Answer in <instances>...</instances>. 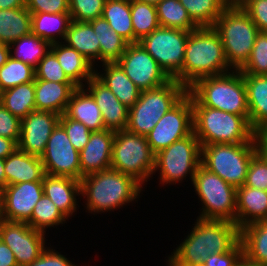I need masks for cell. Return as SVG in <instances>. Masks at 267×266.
Listing matches in <instances>:
<instances>
[{
    "mask_svg": "<svg viewBox=\"0 0 267 266\" xmlns=\"http://www.w3.org/2000/svg\"><path fill=\"white\" fill-rule=\"evenodd\" d=\"M240 241V229L234 222L197 219L188 237L168 260L174 266L204 262L209 255L230 251Z\"/></svg>",
    "mask_w": 267,
    "mask_h": 266,
    "instance_id": "6da1fadb",
    "label": "cell"
},
{
    "mask_svg": "<svg viewBox=\"0 0 267 266\" xmlns=\"http://www.w3.org/2000/svg\"><path fill=\"white\" fill-rule=\"evenodd\" d=\"M229 66L218 32L198 27L189 33L182 70L174 79L188 89L198 79L228 73Z\"/></svg>",
    "mask_w": 267,
    "mask_h": 266,
    "instance_id": "7a4b0ae2",
    "label": "cell"
},
{
    "mask_svg": "<svg viewBox=\"0 0 267 266\" xmlns=\"http://www.w3.org/2000/svg\"><path fill=\"white\" fill-rule=\"evenodd\" d=\"M188 93L192 106L219 109L244 116L249 121L247 91L240 70L198 79L188 88Z\"/></svg>",
    "mask_w": 267,
    "mask_h": 266,
    "instance_id": "3957f363",
    "label": "cell"
},
{
    "mask_svg": "<svg viewBox=\"0 0 267 266\" xmlns=\"http://www.w3.org/2000/svg\"><path fill=\"white\" fill-rule=\"evenodd\" d=\"M141 185L135 178L110 168L84 176L80 194L87 196L89 211L103 212L136 199Z\"/></svg>",
    "mask_w": 267,
    "mask_h": 266,
    "instance_id": "277c9868",
    "label": "cell"
},
{
    "mask_svg": "<svg viewBox=\"0 0 267 266\" xmlns=\"http://www.w3.org/2000/svg\"><path fill=\"white\" fill-rule=\"evenodd\" d=\"M193 132L201 147L221 143H256L255 132L244 116L206 106H193Z\"/></svg>",
    "mask_w": 267,
    "mask_h": 266,
    "instance_id": "5b68a950",
    "label": "cell"
},
{
    "mask_svg": "<svg viewBox=\"0 0 267 266\" xmlns=\"http://www.w3.org/2000/svg\"><path fill=\"white\" fill-rule=\"evenodd\" d=\"M187 93L188 89L175 79H170L159 87L141 91L139 99L129 109L126 130L146 136Z\"/></svg>",
    "mask_w": 267,
    "mask_h": 266,
    "instance_id": "8992f818",
    "label": "cell"
},
{
    "mask_svg": "<svg viewBox=\"0 0 267 266\" xmlns=\"http://www.w3.org/2000/svg\"><path fill=\"white\" fill-rule=\"evenodd\" d=\"M213 28L220 35L229 65L239 70L249 59L258 27L241 7H226Z\"/></svg>",
    "mask_w": 267,
    "mask_h": 266,
    "instance_id": "52a82bcc",
    "label": "cell"
},
{
    "mask_svg": "<svg viewBox=\"0 0 267 266\" xmlns=\"http://www.w3.org/2000/svg\"><path fill=\"white\" fill-rule=\"evenodd\" d=\"M256 153V143L208 144L201 147V165L238 188L244 185Z\"/></svg>",
    "mask_w": 267,
    "mask_h": 266,
    "instance_id": "ba28073f",
    "label": "cell"
},
{
    "mask_svg": "<svg viewBox=\"0 0 267 266\" xmlns=\"http://www.w3.org/2000/svg\"><path fill=\"white\" fill-rule=\"evenodd\" d=\"M110 168L135 178L141 184L149 178L155 169V154L146 136L127 130L115 131Z\"/></svg>",
    "mask_w": 267,
    "mask_h": 266,
    "instance_id": "9c48e42d",
    "label": "cell"
},
{
    "mask_svg": "<svg viewBox=\"0 0 267 266\" xmlns=\"http://www.w3.org/2000/svg\"><path fill=\"white\" fill-rule=\"evenodd\" d=\"M195 191L205 205L200 219L223 220L236 224L237 188L200 165L193 179Z\"/></svg>",
    "mask_w": 267,
    "mask_h": 266,
    "instance_id": "30bf717a",
    "label": "cell"
},
{
    "mask_svg": "<svg viewBox=\"0 0 267 266\" xmlns=\"http://www.w3.org/2000/svg\"><path fill=\"white\" fill-rule=\"evenodd\" d=\"M200 165L201 144L193 132L155 154L154 171L160 169V180L163 183L180 181L188 173L193 182Z\"/></svg>",
    "mask_w": 267,
    "mask_h": 266,
    "instance_id": "8fae6325",
    "label": "cell"
},
{
    "mask_svg": "<svg viewBox=\"0 0 267 266\" xmlns=\"http://www.w3.org/2000/svg\"><path fill=\"white\" fill-rule=\"evenodd\" d=\"M189 33L159 26L138 43L157 61L165 74L174 79L182 70Z\"/></svg>",
    "mask_w": 267,
    "mask_h": 266,
    "instance_id": "7c38bea8",
    "label": "cell"
},
{
    "mask_svg": "<svg viewBox=\"0 0 267 266\" xmlns=\"http://www.w3.org/2000/svg\"><path fill=\"white\" fill-rule=\"evenodd\" d=\"M193 133V106L187 93L174 107L167 111L146 135L154 154L167 148L175 141Z\"/></svg>",
    "mask_w": 267,
    "mask_h": 266,
    "instance_id": "4fadbf2b",
    "label": "cell"
},
{
    "mask_svg": "<svg viewBox=\"0 0 267 266\" xmlns=\"http://www.w3.org/2000/svg\"><path fill=\"white\" fill-rule=\"evenodd\" d=\"M117 63L141 91L159 87L170 80L138 42L128 44Z\"/></svg>",
    "mask_w": 267,
    "mask_h": 266,
    "instance_id": "5bb4252c",
    "label": "cell"
},
{
    "mask_svg": "<svg viewBox=\"0 0 267 266\" xmlns=\"http://www.w3.org/2000/svg\"><path fill=\"white\" fill-rule=\"evenodd\" d=\"M41 161L46 174L81 180L80 153L60 124L52 131Z\"/></svg>",
    "mask_w": 267,
    "mask_h": 266,
    "instance_id": "9a60e30c",
    "label": "cell"
},
{
    "mask_svg": "<svg viewBox=\"0 0 267 266\" xmlns=\"http://www.w3.org/2000/svg\"><path fill=\"white\" fill-rule=\"evenodd\" d=\"M44 235L27 222L0 219L1 240L13 251L18 266H26L40 256L45 250Z\"/></svg>",
    "mask_w": 267,
    "mask_h": 266,
    "instance_id": "2e32d148",
    "label": "cell"
},
{
    "mask_svg": "<svg viewBox=\"0 0 267 266\" xmlns=\"http://www.w3.org/2000/svg\"><path fill=\"white\" fill-rule=\"evenodd\" d=\"M43 194L42 181L7 185L0 192V219L27 222Z\"/></svg>",
    "mask_w": 267,
    "mask_h": 266,
    "instance_id": "e0dca14e",
    "label": "cell"
},
{
    "mask_svg": "<svg viewBox=\"0 0 267 266\" xmlns=\"http://www.w3.org/2000/svg\"><path fill=\"white\" fill-rule=\"evenodd\" d=\"M60 117L61 115L51 111L33 110L21 120L18 148L41 158L52 131L59 124Z\"/></svg>",
    "mask_w": 267,
    "mask_h": 266,
    "instance_id": "ac0fdd59",
    "label": "cell"
},
{
    "mask_svg": "<svg viewBox=\"0 0 267 266\" xmlns=\"http://www.w3.org/2000/svg\"><path fill=\"white\" fill-rule=\"evenodd\" d=\"M115 131H92L80 153L81 179L89 174L110 169Z\"/></svg>",
    "mask_w": 267,
    "mask_h": 266,
    "instance_id": "d6986e66",
    "label": "cell"
},
{
    "mask_svg": "<svg viewBox=\"0 0 267 266\" xmlns=\"http://www.w3.org/2000/svg\"><path fill=\"white\" fill-rule=\"evenodd\" d=\"M86 82L89 85L88 93L93 96L101 110L105 128L113 131L126 130L129 108L121 103L95 74Z\"/></svg>",
    "mask_w": 267,
    "mask_h": 266,
    "instance_id": "ffe728a7",
    "label": "cell"
},
{
    "mask_svg": "<svg viewBox=\"0 0 267 266\" xmlns=\"http://www.w3.org/2000/svg\"><path fill=\"white\" fill-rule=\"evenodd\" d=\"M6 186L22 182L43 181L46 175L40 157L27 154L18 147L4 159Z\"/></svg>",
    "mask_w": 267,
    "mask_h": 266,
    "instance_id": "44dd1931",
    "label": "cell"
},
{
    "mask_svg": "<svg viewBox=\"0 0 267 266\" xmlns=\"http://www.w3.org/2000/svg\"><path fill=\"white\" fill-rule=\"evenodd\" d=\"M261 220H267V191L244 185L238 187L236 225L241 229Z\"/></svg>",
    "mask_w": 267,
    "mask_h": 266,
    "instance_id": "7402d4cb",
    "label": "cell"
},
{
    "mask_svg": "<svg viewBox=\"0 0 267 266\" xmlns=\"http://www.w3.org/2000/svg\"><path fill=\"white\" fill-rule=\"evenodd\" d=\"M36 110L63 115L70 98L77 88L73 83H58L34 79Z\"/></svg>",
    "mask_w": 267,
    "mask_h": 266,
    "instance_id": "603a6c76",
    "label": "cell"
},
{
    "mask_svg": "<svg viewBox=\"0 0 267 266\" xmlns=\"http://www.w3.org/2000/svg\"><path fill=\"white\" fill-rule=\"evenodd\" d=\"M43 193L66 217L76 209V195L80 193V181L65 176L46 174L42 181ZM68 216V217H67Z\"/></svg>",
    "mask_w": 267,
    "mask_h": 266,
    "instance_id": "cb8c5ba5",
    "label": "cell"
},
{
    "mask_svg": "<svg viewBox=\"0 0 267 266\" xmlns=\"http://www.w3.org/2000/svg\"><path fill=\"white\" fill-rule=\"evenodd\" d=\"M84 86L75 89L64 114L72 120L81 122L91 131L106 129L100 108L93 96L83 89Z\"/></svg>",
    "mask_w": 267,
    "mask_h": 266,
    "instance_id": "d4e9b609",
    "label": "cell"
},
{
    "mask_svg": "<svg viewBox=\"0 0 267 266\" xmlns=\"http://www.w3.org/2000/svg\"><path fill=\"white\" fill-rule=\"evenodd\" d=\"M247 91L249 123L255 132L267 125V75L243 74Z\"/></svg>",
    "mask_w": 267,
    "mask_h": 266,
    "instance_id": "484cf974",
    "label": "cell"
},
{
    "mask_svg": "<svg viewBox=\"0 0 267 266\" xmlns=\"http://www.w3.org/2000/svg\"><path fill=\"white\" fill-rule=\"evenodd\" d=\"M50 50L56 55L65 75L77 87H82L83 79L88 81L95 74L94 64L75 49L56 42L51 44Z\"/></svg>",
    "mask_w": 267,
    "mask_h": 266,
    "instance_id": "4316f807",
    "label": "cell"
},
{
    "mask_svg": "<svg viewBox=\"0 0 267 266\" xmlns=\"http://www.w3.org/2000/svg\"><path fill=\"white\" fill-rule=\"evenodd\" d=\"M103 65L105 76L95 72L96 77L130 109L139 99L141 90L128 78L117 62H104Z\"/></svg>",
    "mask_w": 267,
    "mask_h": 266,
    "instance_id": "83f0119b",
    "label": "cell"
},
{
    "mask_svg": "<svg viewBox=\"0 0 267 266\" xmlns=\"http://www.w3.org/2000/svg\"><path fill=\"white\" fill-rule=\"evenodd\" d=\"M243 256L253 264L267 266V220L257 221L240 229Z\"/></svg>",
    "mask_w": 267,
    "mask_h": 266,
    "instance_id": "f1b7e54d",
    "label": "cell"
},
{
    "mask_svg": "<svg viewBox=\"0 0 267 266\" xmlns=\"http://www.w3.org/2000/svg\"><path fill=\"white\" fill-rule=\"evenodd\" d=\"M64 40L68 43L67 46L75 49L91 63L100 59L99 40L89 22L72 20Z\"/></svg>",
    "mask_w": 267,
    "mask_h": 266,
    "instance_id": "f546056e",
    "label": "cell"
},
{
    "mask_svg": "<svg viewBox=\"0 0 267 266\" xmlns=\"http://www.w3.org/2000/svg\"><path fill=\"white\" fill-rule=\"evenodd\" d=\"M72 22L69 12L63 13H31V30L32 34L54 44L58 41L55 35H60L65 39L66 33ZM57 33V34H54Z\"/></svg>",
    "mask_w": 267,
    "mask_h": 266,
    "instance_id": "4dcf8cb0",
    "label": "cell"
},
{
    "mask_svg": "<svg viewBox=\"0 0 267 266\" xmlns=\"http://www.w3.org/2000/svg\"><path fill=\"white\" fill-rule=\"evenodd\" d=\"M31 33V13L26 6L0 9V41L2 43L10 46L12 42Z\"/></svg>",
    "mask_w": 267,
    "mask_h": 266,
    "instance_id": "1f68e13d",
    "label": "cell"
},
{
    "mask_svg": "<svg viewBox=\"0 0 267 266\" xmlns=\"http://www.w3.org/2000/svg\"><path fill=\"white\" fill-rule=\"evenodd\" d=\"M89 23L99 40L100 60L103 63L117 62L129 43L110 28L109 23L103 17L93 19Z\"/></svg>",
    "mask_w": 267,
    "mask_h": 266,
    "instance_id": "d6a6232c",
    "label": "cell"
},
{
    "mask_svg": "<svg viewBox=\"0 0 267 266\" xmlns=\"http://www.w3.org/2000/svg\"><path fill=\"white\" fill-rule=\"evenodd\" d=\"M102 17L118 35L129 44L134 43V29L131 18V0L105 1Z\"/></svg>",
    "mask_w": 267,
    "mask_h": 266,
    "instance_id": "836d02e7",
    "label": "cell"
},
{
    "mask_svg": "<svg viewBox=\"0 0 267 266\" xmlns=\"http://www.w3.org/2000/svg\"><path fill=\"white\" fill-rule=\"evenodd\" d=\"M1 104L17 118L22 120L35 106V82L23 83L3 90Z\"/></svg>",
    "mask_w": 267,
    "mask_h": 266,
    "instance_id": "e575fe53",
    "label": "cell"
},
{
    "mask_svg": "<svg viewBox=\"0 0 267 266\" xmlns=\"http://www.w3.org/2000/svg\"><path fill=\"white\" fill-rule=\"evenodd\" d=\"M156 9L160 27L190 32L198 28L179 0H162L156 5Z\"/></svg>",
    "mask_w": 267,
    "mask_h": 266,
    "instance_id": "d590c367",
    "label": "cell"
},
{
    "mask_svg": "<svg viewBox=\"0 0 267 266\" xmlns=\"http://www.w3.org/2000/svg\"><path fill=\"white\" fill-rule=\"evenodd\" d=\"M198 27H213L226 8L220 0H179Z\"/></svg>",
    "mask_w": 267,
    "mask_h": 266,
    "instance_id": "8d00e7d4",
    "label": "cell"
},
{
    "mask_svg": "<svg viewBox=\"0 0 267 266\" xmlns=\"http://www.w3.org/2000/svg\"><path fill=\"white\" fill-rule=\"evenodd\" d=\"M12 44L17 47L14 49L15 55L10 52V57L27 63L34 68L38 66L39 61L49 52L51 47V44L48 41H45L32 33L17 39L12 42L10 46H12Z\"/></svg>",
    "mask_w": 267,
    "mask_h": 266,
    "instance_id": "74e56055",
    "label": "cell"
},
{
    "mask_svg": "<svg viewBox=\"0 0 267 266\" xmlns=\"http://www.w3.org/2000/svg\"><path fill=\"white\" fill-rule=\"evenodd\" d=\"M131 18L134 29V43L159 27L156 6L131 0Z\"/></svg>",
    "mask_w": 267,
    "mask_h": 266,
    "instance_id": "f35d334b",
    "label": "cell"
},
{
    "mask_svg": "<svg viewBox=\"0 0 267 266\" xmlns=\"http://www.w3.org/2000/svg\"><path fill=\"white\" fill-rule=\"evenodd\" d=\"M65 218L57 206L43 194L27 223L35 230L45 233V227L59 225L65 221Z\"/></svg>",
    "mask_w": 267,
    "mask_h": 266,
    "instance_id": "ab89813d",
    "label": "cell"
},
{
    "mask_svg": "<svg viewBox=\"0 0 267 266\" xmlns=\"http://www.w3.org/2000/svg\"><path fill=\"white\" fill-rule=\"evenodd\" d=\"M34 79L35 68L12 57H9L7 62L0 67V85L3 90L33 82Z\"/></svg>",
    "mask_w": 267,
    "mask_h": 266,
    "instance_id": "60d3db41",
    "label": "cell"
},
{
    "mask_svg": "<svg viewBox=\"0 0 267 266\" xmlns=\"http://www.w3.org/2000/svg\"><path fill=\"white\" fill-rule=\"evenodd\" d=\"M242 74L267 75V32H259L249 59L239 69Z\"/></svg>",
    "mask_w": 267,
    "mask_h": 266,
    "instance_id": "b9f144b4",
    "label": "cell"
},
{
    "mask_svg": "<svg viewBox=\"0 0 267 266\" xmlns=\"http://www.w3.org/2000/svg\"><path fill=\"white\" fill-rule=\"evenodd\" d=\"M35 79L72 83L65 75L56 55L51 50L39 61L38 66L35 68Z\"/></svg>",
    "mask_w": 267,
    "mask_h": 266,
    "instance_id": "7bdbcfd3",
    "label": "cell"
},
{
    "mask_svg": "<svg viewBox=\"0 0 267 266\" xmlns=\"http://www.w3.org/2000/svg\"><path fill=\"white\" fill-rule=\"evenodd\" d=\"M106 0H69V14L73 21L89 22L102 17Z\"/></svg>",
    "mask_w": 267,
    "mask_h": 266,
    "instance_id": "ee69618b",
    "label": "cell"
},
{
    "mask_svg": "<svg viewBox=\"0 0 267 266\" xmlns=\"http://www.w3.org/2000/svg\"><path fill=\"white\" fill-rule=\"evenodd\" d=\"M59 124L66 131L70 143L80 152L88 143L92 131L81 122L68 118L65 114L61 115Z\"/></svg>",
    "mask_w": 267,
    "mask_h": 266,
    "instance_id": "f6af8a7d",
    "label": "cell"
},
{
    "mask_svg": "<svg viewBox=\"0 0 267 266\" xmlns=\"http://www.w3.org/2000/svg\"><path fill=\"white\" fill-rule=\"evenodd\" d=\"M244 186L267 191V161L258 153L251 159Z\"/></svg>",
    "mask_w": 267,
    "mask_h": 266,
    "instance_id": "bcb514c9",
    "label": "cell"
},
{
    "mask_svg": "<svg viewBox=\"0 0 267 266\" xmlns=\"http://www.w3.org/2000/svg\"><path fill=\"white\" fill-rule=\"evenodd\" d=\"M21 120L0 104V136L12 139L16 144L20 138Z\"/></svg>",
    "mask_w": 267,
    "mask_h": 266,
    "instance_id": "7dc6e473",
    "label": "cell"
},
{
    "mask_svg": "<svg viewBox=\"0 0 267 266\" xmlns=\"http://www.w3.org/2000/svg\"><path fill=\"white\" fill-rule=\"evenodd\" d=\"M241 8L256 24L259 32H267V0H247Z\"/></svg>",
    "mask_w": 267,
    "mask_h": 266,
    "instance_id": "c3c4849f",
    "label": "cell"
},
{
    "mask_svg": "<svg viewBox=\"0 0 267 266\" xmlns=\"http://www.w3.org/2000/svg\"><path fill=\"white\" fill-rule=\"evenodd\" d=\"M30 13H63L69 12V0H26Z\"/></svg>",
    "mask_w": 267,
    "mask_h": 266,
    "instance_id": "681fc988",
    "label": "cell"
},
{
    "mask_svg": "<svg viewBox=\"0 0 267 266\" xmlns=\"http://www.w3.org/2000/svg\"><path fill=\"white\" fill-rule=\"evenodd\" d=\"M243 257V245L239 241L230 251L211 254L204 261L206 266H235Z\"/></svg>",
    "mask_w": 267,
    "mask_h": 266,
    "instance_id": "f907efd6",
    "label": "cell"
},
{
    "mask_svg": "<svg viewBox=\"0 0 267 266\" xmlns=\"http://www.w3.org/2000/svg\"><path fill=\"white\" fill-rule=\"evenodd\" d=\"M26 266H76L67 260L63 255L54 250H45L32 263Z\"/></svg>",
    "mask_w": 267,
    "mask_h": 266,
    "instance_id": "816d5d0a",
    "label": "cell"
},
{
    "mask_svg": "<svg viewBox=\"0 0 267 266\" xmlns=\"http://www.w3.org/2000/svg\"><path fill=\"white\" fill-rule=\"evenodd\" d=\"M254 139L256 142L257 153L267 161V125L255 131Z\"/></svg>",
    "mask_w": 267,
    "mask_h": 266,
    "instance_id": "f5cc1de1",
    "label": "cell"
},
{
    "mask_svg": "<svg viewBox=\"0 0 267 266\" xmlns=\"http://www.w3.org/2000/svg\"><path fill=\"white\" fill-rule=\"evenodd\" d=\"M0 266H18L13 251L3 242L0 243Z\"/></svg>",
    "mask_w": 267,
    "mask_h": 266,
    "instance_id": "db71d44e",
    "label": "cell"
},
{
    "mask_svg": "<svg viewBox=\"0 0 267 266\" xmlns=\"http://www.w3.org/2000/svg\"><path fill=\"white\" fill-rule=\"evenodd\" d=\"M17 147V144L12 139L0 136V159H5Z\"/></svg>",
    "mask_w": 267,
    "mask_h": 266,
    "instance_id": "11a10c76",
    "label": "cell"
},
{
    "mask_svg": "<svg viewBox=\"0 0 267 266\" xmlns=\"http://www.w3.org/2000/svg\"><path fill=\"white\" fill-rule=\"evenodd\" d=\"M26 6V0H0V9L22 8Z\"/></svg>",
    "mask_w": 267,
    "mask_h": 266,
    "instance_id": "9f6ffc18",
    "label": "cell"
},
{
    "mask_svg": "<svg viewBox=\"0 0 267 266\" xmlns=\"http://www.w3.org/2000/svg\"><path fill=\"white\" fill-rule=\"evenodd\" d=\"M12 48L0 41V67H2L10 57Z\"/></svg>",
    "mask_w": 267,
    "mask_h": 266,
    "instance_id": "6f0895ef",
    "label": "cell"
},
{
    "mask_svg": "<svg viewBox=\"0 0 267 266\" xmlns=\"http://www.w3.org/2000/svg\"><path fill=\"white\" fill-rule=\"evenodd\" d=\"M6 187V174L4 171V159H0V192Z\"/></svg>",
    "mask_w": 267,
    "mask_h": 266,
    "instance_id": "680465c9",
    "label": "cell"
},
{
    "mask_svg": "<svg viewBox=\"0 0 267 266\" xmlns=\"http://www.w3.org/2000/svg\"><path fill=\"white\" fill-rule=\"evenodd\" d=\"M225 7H241L244 0H220Z\"/></svg>",
    "mask_w": 267,
    "mask_h": 266,
    "instance_id": "91938a15",
    "label": "cell"
},
{
    "mask_svg": "<svg viewBox=\"0 0 267 266\" xmlns=\"http://www.w3.org/2000/svg\"><path fill=\"white\" fill-rule=\"evenodd\" d=\"M235 266H259L253 264L252 262L248 261L244 256L240 259V261Z\"/></svg>",
    "mask_w": 267,
    "mask_h": 266,
    "instance_id": "94428289",
    "label": "cell"
},
{
    "mask_svg": "<svg viewBox=\"0 0 267 266\" xmlns=\"http://www.w3.org/2000/svg\"><path fill=\"white\" fill-rule=\"evenodd\" d=\"M138 2H142V3H148L151 5L156 6L158 3H160L162 0H136Z\"/></svg>",
    "mask_w": 267,
    "mask_h": 266,
    "instance_id": "6125c7cd",
    "label": "cell"
},
{
    "mask_svg": "<svg viewBox=\"0 0 267 266\" xmlns=\"http://www.w3.org/2000/svg\"><path fill=\"white\" fill-rule=\"evenodd\" d=\"M2 96H3V89L1 88V85H0V104L2 101Z\"/></svg>",
    "mask_w": 267,
    "mask_h": 266,
    "instance_id": "be15d7a7",
    "label": "cell"
},
{
    "mask_svg": "<svg viewBox=\"0 0 267 266\" xmlns=\"http://www.w3.org/2000/svg\"><path fill=\"white\" fill-rule=\"evenodd\" d=\"M187 266H206V265L204 264V262H202V263L187 265Z\"/></svg>",
    "mask_w": 267,
    "mask_h": 266,
    "instance_id": "e7e4bbea",
    "label": "cell"
}]
</instances>
